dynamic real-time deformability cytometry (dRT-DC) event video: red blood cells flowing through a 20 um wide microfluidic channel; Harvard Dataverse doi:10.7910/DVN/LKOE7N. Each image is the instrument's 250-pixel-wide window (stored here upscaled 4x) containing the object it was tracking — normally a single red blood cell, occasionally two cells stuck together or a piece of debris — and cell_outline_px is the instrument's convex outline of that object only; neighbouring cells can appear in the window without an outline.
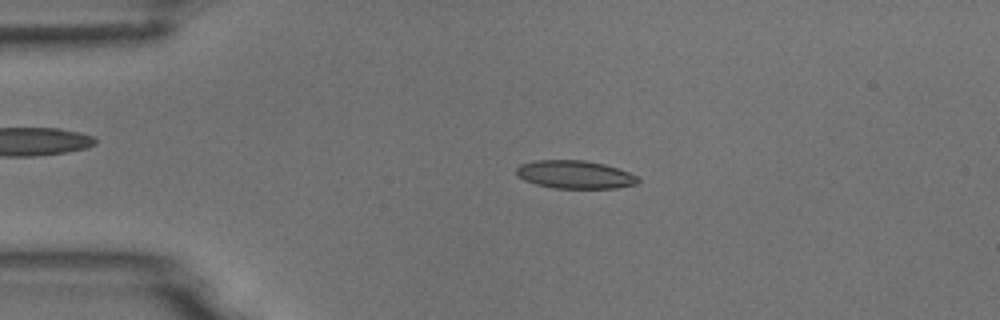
{"species": "common noctule bat (a hibernating species)", "species_latin": "Nyctalus noctula", "temperature_condition": "room temperature", "stored_images_in_passage": 53, "camera_frame_rate_fps": 3000, "um_per_image_px": 0.085, "animal": {"sex": "male", "body_mass_g": 18.8}, "frame": {"image": 1, "passage_image": 11, "time_ms": 3.333, "image_size_px": [1000, 320], "cell_outline_px": [[640, 180], [636, 184], [616, 188], [556, 188], [536, 184], [524, 180], [516, 176], [516, 168], [520, 164], [536, 160], [584, 160], [604, 164], [640, 176]], "centroid_in_image_um": [48.86, 14.83], "position_along_channel_um": 36.1, "area_um2": 19.94}}
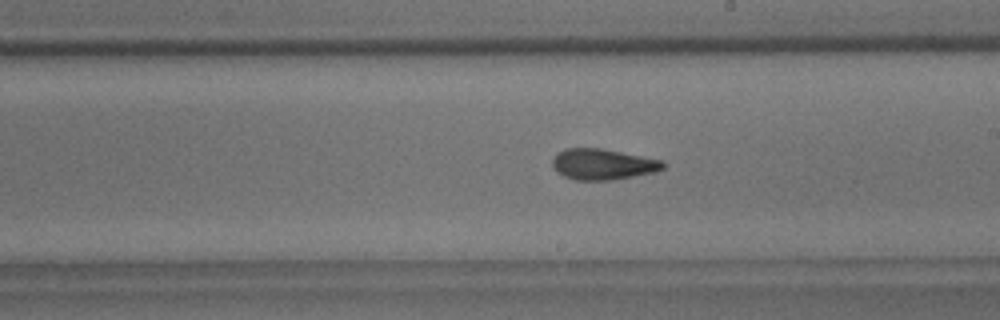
{"frame": {"image": 2, "passage_image": 30, "time_ms": 9.667, "image_size_px": [1000, 320], "cell_outline_px": [[664, 168], [656, 172], [612, 180], [576, 180], [564, 176], [556, 172], [552, 168], [552, 160], [564, 148], [600, 148], [664, 160]], "centroid_in_image_um": [51.24, 13.97], "position_along_channel_um": 237.8, "area_um2": 19.94}}
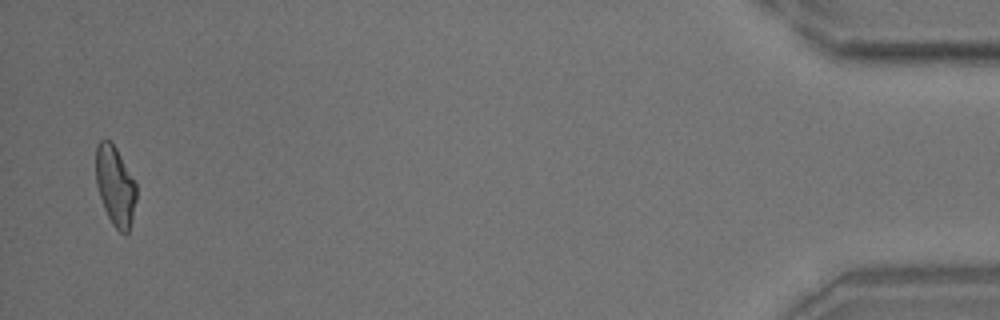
{"frame": {"image": 3, "passage_image": 52, "time_ms": 17.0, "image_size_px": [1000, 320], "cell_outline_px": [[136, 200], [128, 232], [124, 236], [112, 224], [104, 208], [96, 184], [96, 144], [100, 140], [108, 140], [116, 148], [136, 180]], "centroid_in_image_um": [9.8, 15.79], "position_along_channel_um": 425.4, "area_um2": 18.79}, "authors_computed_cell_mechanics": {"area_um2": 19.7098, "velocity_mm_per_s": 3.7326, "shape_relaxation_time_tau1_ms": 8.9363, "shape_relaxation_time_tau2_ms": 1.9593, "deformation_change_tau1": 0.2295, "deformation_change_tau2": 0.0955}}